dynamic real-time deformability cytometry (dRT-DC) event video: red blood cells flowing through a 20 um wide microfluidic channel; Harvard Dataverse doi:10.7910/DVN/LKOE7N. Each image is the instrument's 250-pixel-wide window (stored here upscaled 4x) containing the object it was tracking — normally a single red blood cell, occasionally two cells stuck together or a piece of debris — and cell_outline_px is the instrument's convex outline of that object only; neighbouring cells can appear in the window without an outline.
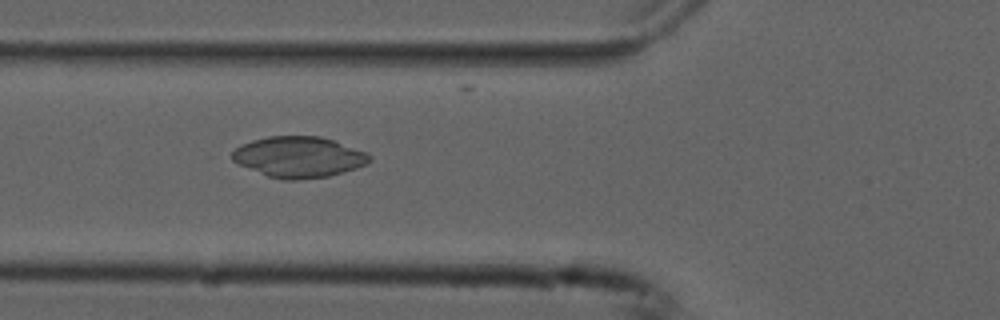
{"species": "common noctule bat (a hibernating species)", "species_latin": "Nyctalus noctula", "temperature_condition": "cold", "stored_images_in_passage": 37, "camera_frame_rate_fps": 3000, "um_per_image_px": 0.085, "animal": {"sex": "male", "forearm_length_mm": 52.5}, "frame": {"image": 1, "passage_image": 3, "time_ms": 0.667, "image_size_px": [1000, 320], "cell_outline_px": [[372, 160], [368, 164], [344, 172], [328, 176], [296, 180], [284, 180], [268, 176], [240, 164], [232, 160], [232, 152], [240, 144], [252, 140], [268, 136], [320, 136], [368, 152], [372, 156]], "centroid_in_image_um": [25.43, 13.34], "position_along_channel_um": 100.4, "area_um2": 32.71}}
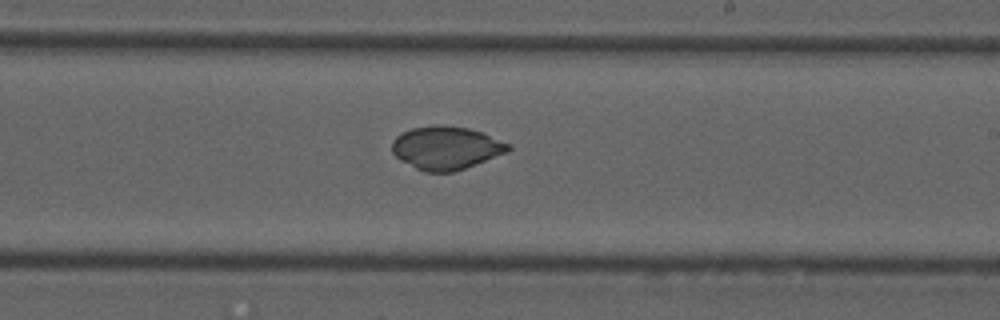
{"frame": {"image": 2, "passage_image": 15, "time_ms": 4.667, "image_size_px": [1000, 320], "cell_outline_px": [[512, 148], [508, 152], [464, 168], [452, 172], [424, 172], [400, 160], [392, 152], [392, 140], [400, 132], [412, 128], [436, 124], [468, 128], [480, 132], [508, 144]], "centroid_in_image_um": [37.86, 12.56], "position_along_channel_um": 251.1, "area_um2": 29.02}}
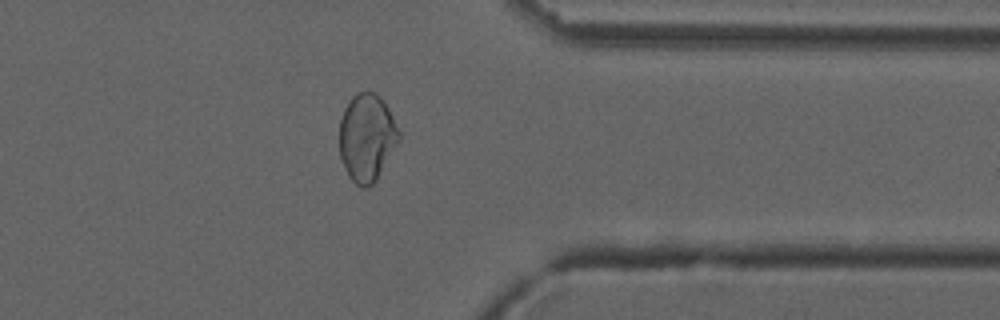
{"frame": {"image": 3, "passage_image": 26, "time_ms": 8.333, "image_size_px": [1000, 320], "cell_outline_px": [[400, 136], [376, 180], [368, 188], [360, 188], [348, 176], [340, 156], [340, 120], [344, 108], [348, 100], [356, 92], [368, 88], [376, 92], [384, 100], [400, 132]], "centroid_in_image_um": [31.16, 11.63], "position_along_channel_um": 380.2, "area_um2": 30.46}}